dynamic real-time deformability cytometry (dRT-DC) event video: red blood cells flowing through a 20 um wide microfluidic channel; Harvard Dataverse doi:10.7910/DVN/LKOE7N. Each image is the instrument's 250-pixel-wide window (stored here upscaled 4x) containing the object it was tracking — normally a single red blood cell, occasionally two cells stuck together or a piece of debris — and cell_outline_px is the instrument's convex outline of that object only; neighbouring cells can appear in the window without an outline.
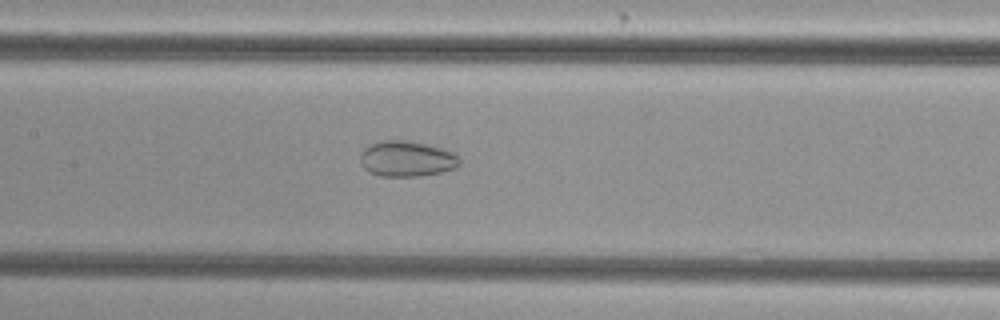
{"species": "common noctule bat (a hibernating species)", "species_latin": "Nyctalus noctula", "temperature_condition": "cold", "stored_images_in_passage": 54, "camera_frame_rate_fps": 3000, "um_per_image_px": 0.085, "animal": {"sex": "female", "body_mass_g": 29.2, "forearm_length_mm": 56.3}, "frame": {"image": 1, "passage_image": 26, "time_ms": 8.333, "image_size_px": [1000, 320], "cell_outline_px": [[460, 164], [456, 168], [440, 172], [420, 176], [380, 176], [368, 172], [364, 168], [360, 160], [360, 152], [364, 148], [372, 144], [384, 140], [404, 140], [428, 144], [452, 152], [460, 160]], "centroid_in_image_um": [34.55, 13.5], "position_along_channel_um": 172.9, "area_um2": 20.58}}
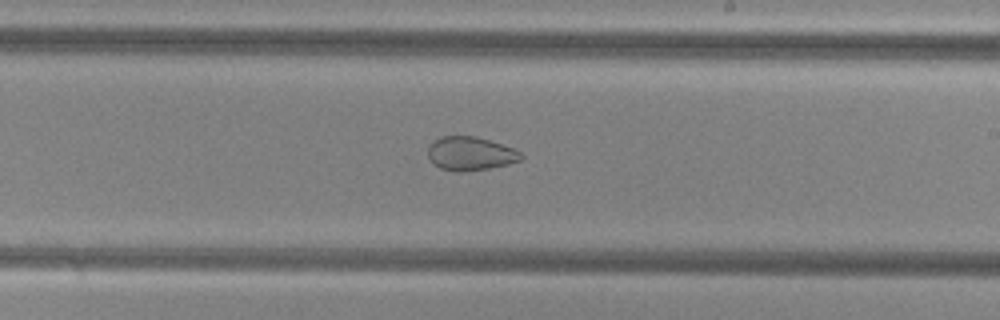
{"frame": {"image": 2, "passage_image": 32, "time_ms": 10.333, "image_size_px": [1000, 320], "cell_outline_px": [[524, 156], [520, 160], [508, 164], [488, 168], [464, 172], [456, 172], [440, 168], [428, 156], [428, 148], [440, 136], [476, 136], [512, 148], [520, 152]], "centroid_in_image_um": [39.99, 13.06], "position_along_channel_um": 249.0, "area_um2": 17.98}}
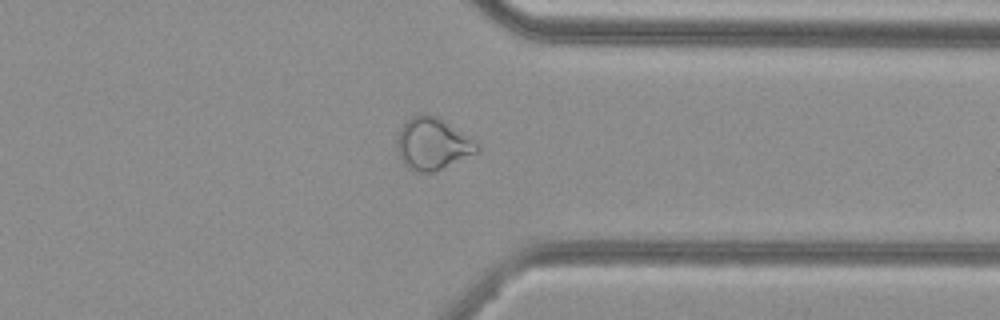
{"frame": {"image": 3, "passage_image": 42, "time_ms": 13.667, "image_size_px": [1000, 320], "cell_outline_px": [[480, 152], [436, 172], [420, 172], [404, 164], [400, 160], [396, 148], [396, 136], [400, 128], [412, 116], [436, 116], [480, 144]], "centroid_in_image_um": [36.78, 12.27], "position_along_channel_um": 374.6, "area_um2": 24.1}, "authors_computed_cell_mechanics": {"area_um2": 26.7903, "velocity_mm_per_s": 3.8226, "shape_relaxation_time_tau1_ms": null, "shape_relaxation_time_tau2_ms": 2.2664, "deformation_change_tau1": null, "deformation_change_tau2": 0.0623}}